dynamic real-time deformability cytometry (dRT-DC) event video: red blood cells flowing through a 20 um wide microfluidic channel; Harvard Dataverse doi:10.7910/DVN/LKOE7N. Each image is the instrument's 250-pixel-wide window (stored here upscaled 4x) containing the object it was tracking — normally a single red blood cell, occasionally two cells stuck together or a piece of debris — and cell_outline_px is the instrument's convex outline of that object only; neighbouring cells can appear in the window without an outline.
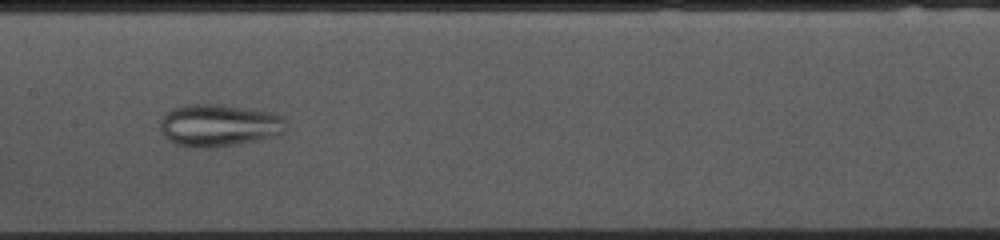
{"species": "common noctule bat (a hibernating species)", "species_latin": "Nyctalus noctula", "temperature_condition": "cold", "stored_images_in_passage": 46, "camera_frame_rate_fps": 3000, "um_per_image_px": 0.085, "animal": {"sex": "female", "body_mass_g": 10.0, "forearm_length_mm": 53.1}, "frame": {"image": 1, "passage_image": 18, "time_ms": 5.667, "image_size_px": [1000, 240], "cell_outline_px": [[284, 136], [236, 144], [208, 148], [176, 144], [168, 140], [164, 136], [160, 128], [160, 120], [164, 112], [172, 108], [184, 104], [220, 104], [252, 108], [276, 112], [284, 120]], "centroid_in_image_um": [18.64, 10.63], "position_along_channel_um": 188.8, "area_um2": 31.62}}
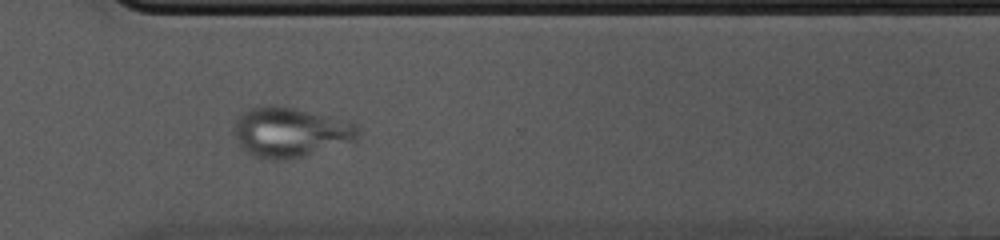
{"frame": {"image": 2, "passage_image": 31, "time_ms": 10.0, "image_size_px": [1000, 240], "cell_outline_px": [[360, 136], [352, 144], [304, 156], [284, 160], [272, 160], [256, 156], [248, 152], [232, 136], [236, 120], [244, 112], [252, 108], [268, 104], [276, 104], [352, 120], [360, 128]], "centroid_in_image_um": [24.78, 11.23], "position_along_channel_um": 345.8, "area_um2": 36.93}}
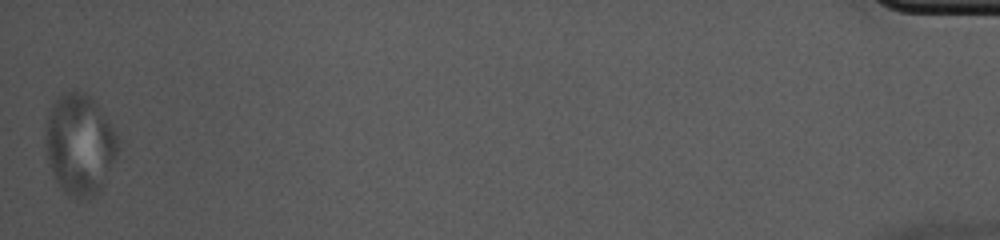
{"frame": {"image": 3, "passage_image": 46, "time_ms": 15.0, "image_size_px": [1000, 240], "cell_outline_px": [[116, 152], [100, 188], [88, 200], [80, 200], [68, 196], [60, 188], [56, 180], [48, 160], [48, 116], [52, 104], [64, 92], [72, 88], [88, 96], [92, 100], [116, 132]], "centroid_in_image_um": [6.75, 12.29], "position_along_channel_um": 428.4, "area_um2": 40.98}}